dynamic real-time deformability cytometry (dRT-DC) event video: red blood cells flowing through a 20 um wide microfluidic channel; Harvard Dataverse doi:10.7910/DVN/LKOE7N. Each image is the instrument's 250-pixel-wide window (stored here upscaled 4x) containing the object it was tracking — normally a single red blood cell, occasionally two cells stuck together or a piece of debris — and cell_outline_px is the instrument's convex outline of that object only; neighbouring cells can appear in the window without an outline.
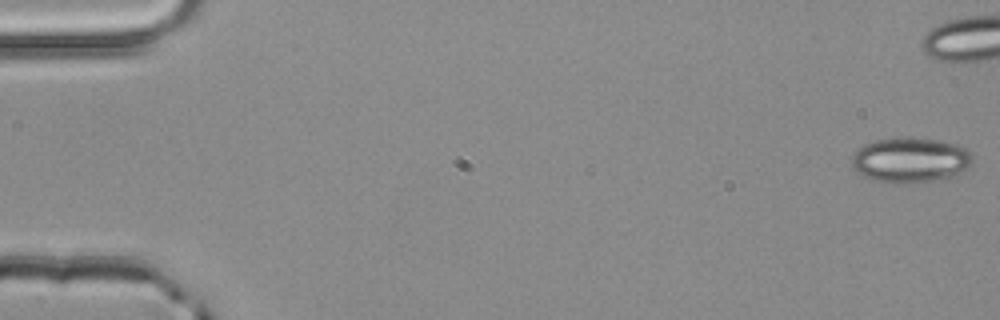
{"species": "common noctule bat (a hibernating species)", "species_latin": "Nyctalus noctula", "temperature_condition": "room temperature", "stored_images_in_passage": 41, "camera_frame_rate_fps": 3000, "um_per_image_px": 0.085, "animal": {"sex": "male", "body_mass_g": 20.4}, "frame": {"image": 1, "passage_image": 1, "time_ms": 0.0, "image_size_px": [1000, 320], "cell_outline_px": [[972, 164], [948, 176], [936, 180], [900, 184], [892, 184], [872, 180], [856, 172], [852, 168], [852, 152], [856, 148], [864, 144], [876, 140], [936, 140], [956, 144], [972, 152]], "centroid_in_image_um": [77.3, 13.64], "position_along_channel_um": 7.7, "area_um2": 31.04}}
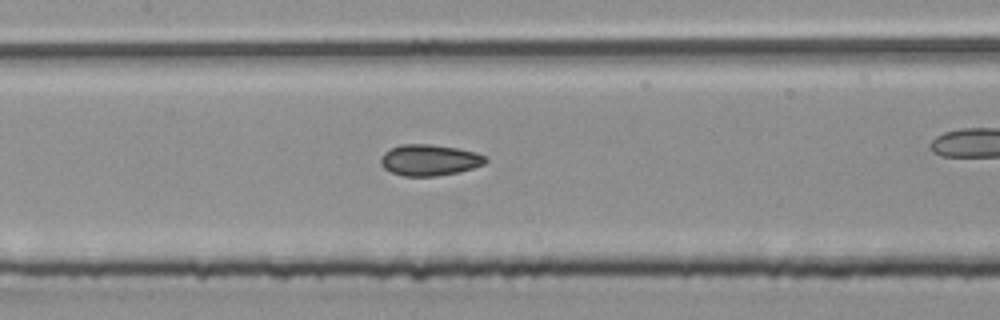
{"frame": {"image": 2, "passage_image": 25, "time_ms": 8.0, "image_size_px": [1000, 320], "cell_outline_px": [[488, 160], [484, 164], [472, 168], [456, 172], [436, 176], [404, 176], [392, 172], [384, 168], [380, 164], [380, 160], [384, 152], [400, 144], [432, 144], [456, 148], [476, 152], [488, 156]], "centroid_in_image_um": [36.51, 13.59], "position_along_channel_um": 170.9, "area_um2": 19.02}}
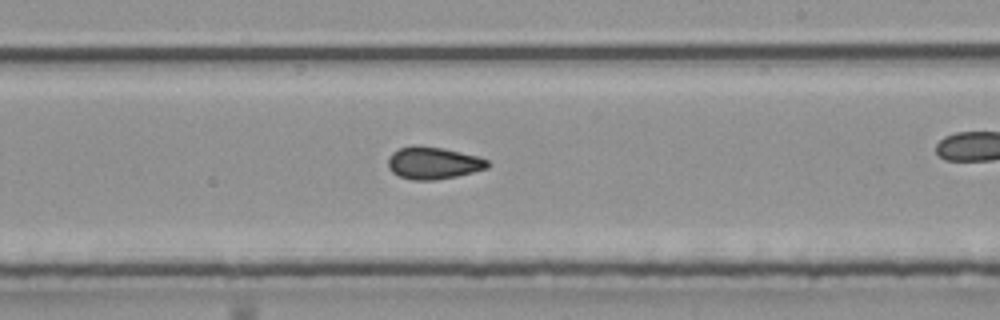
{"frame": {"image": 3, "passage_image": 31, "time_ms": 10.0, "image_size_px": [1000, 320], "cell_outline_px": [[488, 168], [456, 176], [436, 180], [412, 180], [400, 176], [392, 172], [388, 168], [388, 160], [392, 152], [400, 148], [412, 144], [420, 144], [444, 148], [476, 156], [488, 160]], "centroid_in_image_um": [36.79, 13.84], "position_along_channel_um": 252.2, "area_um2": 18.79}}